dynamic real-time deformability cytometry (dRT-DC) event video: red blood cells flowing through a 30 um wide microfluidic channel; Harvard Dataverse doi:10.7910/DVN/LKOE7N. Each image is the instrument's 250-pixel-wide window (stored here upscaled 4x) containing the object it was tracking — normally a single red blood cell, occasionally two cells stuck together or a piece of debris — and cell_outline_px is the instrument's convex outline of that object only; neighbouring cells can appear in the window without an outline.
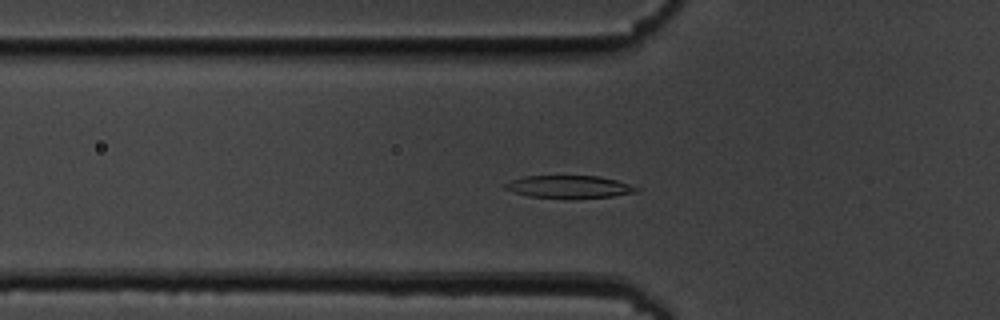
{"species": "common noctule bat (a hibernating species)", "species_latin": "Nyctalus noctula", "temperature_condition": "cold", "stored_images_in_passage": 7, "segment_of_instrument_passage": [1, 2], "camera_frame_rate_fps": 3000, "um_per_image_px": 0.085, "animal": {"sex": "male", "body_mass_g": 19.5, "forearm_length_mm": 54.6}, "frame": {"image": 1, "passage_image": 5, "time_ms": 1.333, "image_size_px": [1000, 320], "cell_outline_px": [[640, 188], [636, 192], [612, 196], [528, 196], [512, 192], [504, 188], [504, 184], [512, 180], [524, 176], [600, 176], [616, 180]], "centroid_in_image_um": [48.34, 15.84], "position_along_channel_um": 77.5, "area_um2": 16.42}}